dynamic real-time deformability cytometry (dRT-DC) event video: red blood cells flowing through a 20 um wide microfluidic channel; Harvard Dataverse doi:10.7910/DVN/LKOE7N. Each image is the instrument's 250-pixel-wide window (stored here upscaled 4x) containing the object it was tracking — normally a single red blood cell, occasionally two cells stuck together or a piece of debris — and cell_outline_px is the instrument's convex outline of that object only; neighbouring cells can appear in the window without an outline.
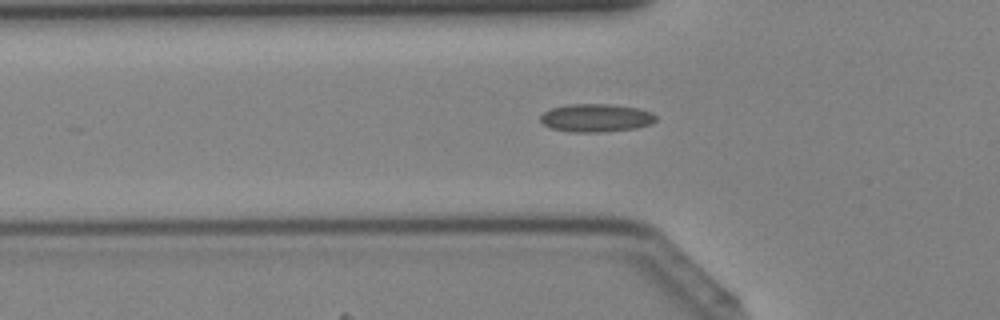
{"species": "Egyptian fruit bat (a non-hibernating species)", "species_latin": "Rousettus aegyptiacus", "temperature_condition": "cold", "stored_images_in_passage": 40, "camera_frame_rate_fps": 3000, "um_per_image_px": 0.085, "animal": {"sex": "female"}, "frame": {"image": 1, "passage_image": 12, "time_ms": 3.667, "image_size_px": [1000, 320], "cell_outline_px": [[656, 120], [652, 124], [636, 128], [600, 132], [572, 132], [552, 128], [544, 124], [540, 120], [540, 116], [544, 112], [552, 108], [568, 104], [608, 104], [640, 108], [652, 112], [656, 116]], "centroid_in_image_um": [50.69, 10.01], "position_along_channel_um": 75.1, "area_um2": 18.9}}
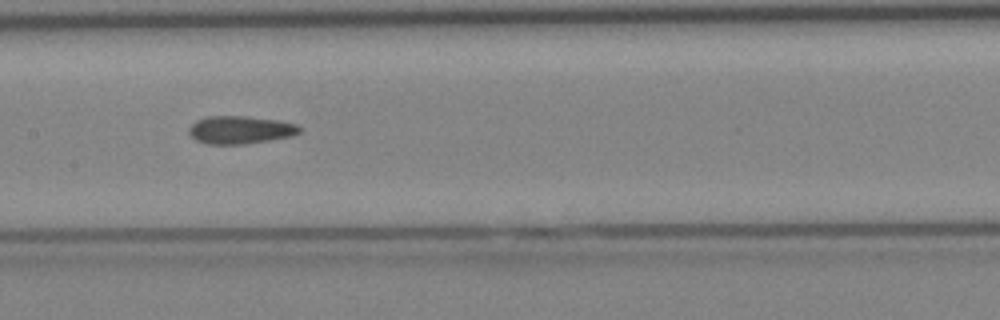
{"frame": {"image": 2, "passage_image": 19, "time_ms": 6.0, "image_size_px": [1000, 320], "cell_outline_px": [[300, 132], [292, 136], [272, 140], [244, 144], [208, 144], [196, 140], [188, 132], [188, 128], [196, 120], [204, 116], [244, 116], [276, 120], [296, 124], [300, 128]], "centroid_in_image_um": [20.39, 11.04], "position_along_channel_um": 187.0, "area_um2": 17.98}}
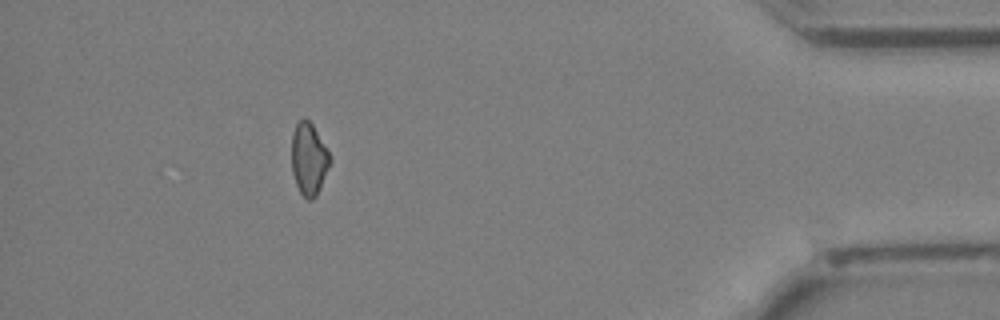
{"frame": {"image": 3, "passage_image": 36, "time_ms": 11.667, "image_size_px": [1000, 320], "cell_outline_px": [[332, 160], [316, 196], [312, 200], [308, 200], [300, 192], [296, 184], [292, 172], [292, 132], [296, 124], [304, 116], [312, 124], [328, 148]], "centroid_in_image_um": [26.26, 13.49], "position_along_channel_um": 408.9, "area_um2": 16.24}}